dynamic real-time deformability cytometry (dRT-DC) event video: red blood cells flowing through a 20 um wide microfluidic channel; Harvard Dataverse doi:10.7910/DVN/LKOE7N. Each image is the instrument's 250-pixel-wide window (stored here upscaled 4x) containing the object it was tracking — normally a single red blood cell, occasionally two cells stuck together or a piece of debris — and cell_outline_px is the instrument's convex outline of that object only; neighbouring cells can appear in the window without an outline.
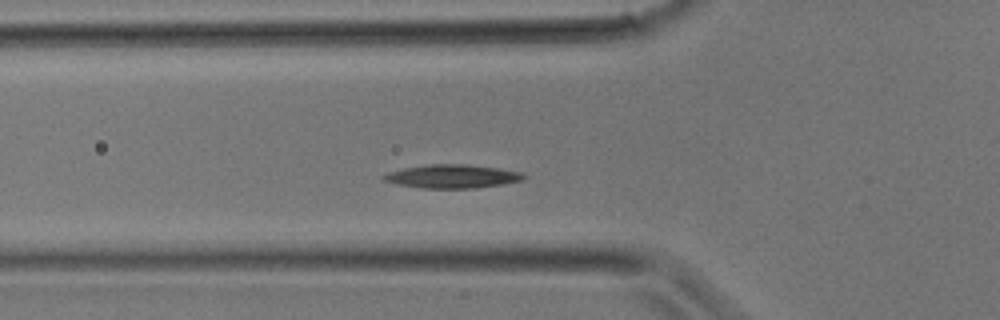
{"species": "common noctule bat (a hibernating species)", "species_latin": "Nyctalus noctula", "temperature_condition": "room temperature", "stored_images_in_passage": 30, "camera_frame_rate_fps": 3000, "um_per_image_px": 0.085, "animal": {"sex": "male", "body_mass_g": 17.9}, "frame": {"image": 1, "passage_image": 7, "time_ms": 2.0, "image_size_px": [1000, 320], "cell_outline_px": [[524, 180], [504, 184], [476, 188], [420, 188], [396, 184], [384, 180], [380, 176], [388, 172], [404, 168], [428, 164], [468, 164], [496, 168], [520, 172], [524, 176]], "centroid_in_image_um": [38.4, 14.99], "position_along_channel_um": 87.4, "area_um2": 19.19}}
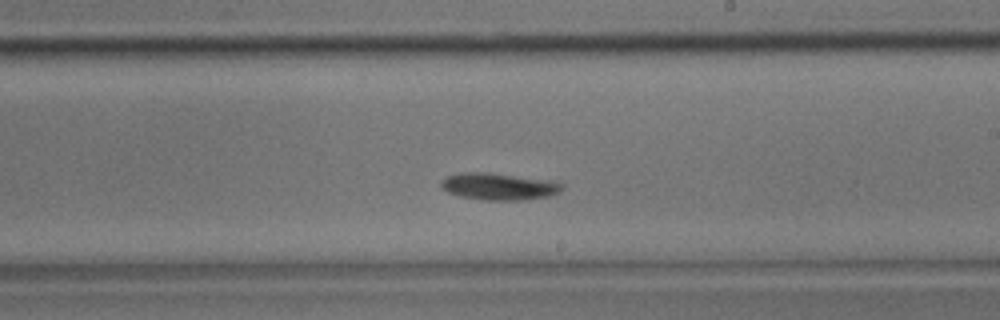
{"frame": {"image": 2, "passage_image": 15, "time_ms": 4.667, "image_size_px": [1000, 320], "cell_outline_px": [[564, 188], [560, 192], [552, 196], [520, 200], [484, 200], [460, 196], [448, 192], [440, 184], [440, 180], [444, 176], [460, 172], [488, 172], [548, 180], [564, 184]], "centroid_in_image_um": [42.39, 15.84], "position_along_channel_um": 246.6, "area_um2": 19.13}}
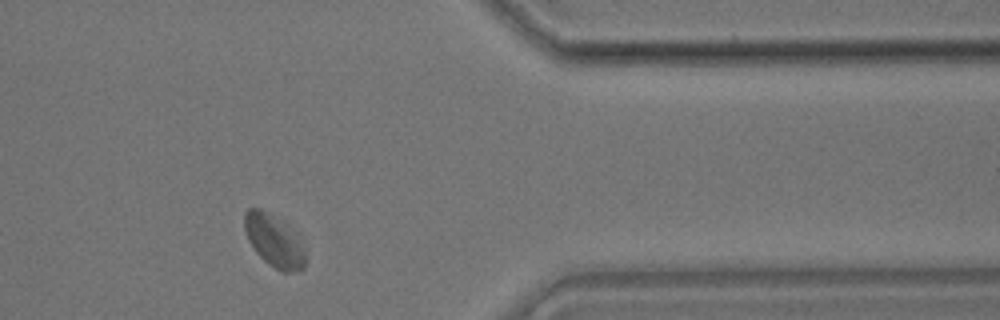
{"frame": {"image": 3, "passage_image": 23, "time_ms": 7.333, "image_size_px": [1000, 320], "cell_outline_px": [[304, 268], [288, 272], [284, 272], [268, 264], [256, 252], [248, 240], [244, 228], [244, 212], [248, 208], [260, 208], [296, 232], [304, 248]], "centroid_in_image_um": [23.27, 20.46], "position_along_channel_um": 388.1, "area_um2": 18.21}}